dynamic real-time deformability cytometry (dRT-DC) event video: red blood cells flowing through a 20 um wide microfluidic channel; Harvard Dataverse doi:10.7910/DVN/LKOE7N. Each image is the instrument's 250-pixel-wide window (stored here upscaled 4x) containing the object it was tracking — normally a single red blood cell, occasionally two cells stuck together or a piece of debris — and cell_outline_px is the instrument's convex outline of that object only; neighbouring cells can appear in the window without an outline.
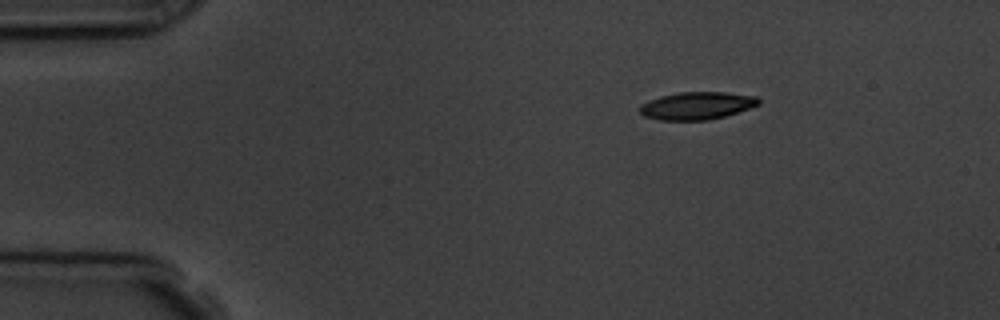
{"species": "common noctule bat (a hibernating species)", "species_latin": "Nyctalus noctula", "temperature_condition": "room temperature", "stored_images_in_passage": 3, "camera_frame_rate_fps": 3000, "um_per_image_px": 0.085, "animal": {"sex": "male", "body_mass_g": 19.5, "forearm_length_mm": 54.6}, "frame": {"image": 1, "passage_image": 1, "time_ms": 0.0, "image_size_px": [1000, 320], "cell_outline_px": [[760, 104], [724, 116], [708, 120], [660, 120], [644, 116], [640, 112], [640, 104], [648, 100], [660, 96], [680, 92], [724, 92], [756, 96], [760, 100]], "centroid_in_image_um": [59.21, 8.98], "position_along_channel_um": 25.8, "area_um2": 19.02}}